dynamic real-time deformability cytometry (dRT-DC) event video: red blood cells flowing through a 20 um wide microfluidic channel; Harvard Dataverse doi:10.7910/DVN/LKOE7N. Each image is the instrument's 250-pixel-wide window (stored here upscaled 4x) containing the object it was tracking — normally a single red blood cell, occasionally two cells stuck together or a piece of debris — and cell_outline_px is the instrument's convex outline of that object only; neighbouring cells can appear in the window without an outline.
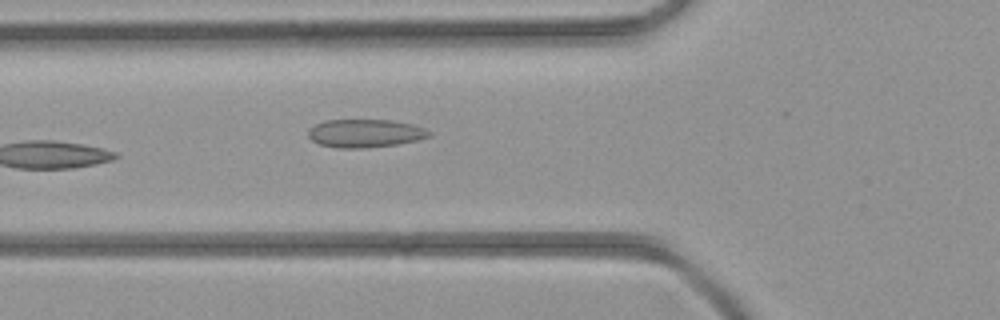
{"species": "common noctule bat (a hibernating species)", "species_latin": "Nyctalus noctula", "temperature_condition": "room temperature", "stored_images_in_passage": 5, "camera_frame_rate_fps": 3000, "um_per_image_px": 0.085, "animal": {"sex": "female", "body_mass_g": 21.9}, "frame": {"image": 1, "passage_image": 5, "time_ms": 4.667, "image_size_px": [1000, 320], "cell_outline_px": [[432, 132], [428, 136], [416, 140], [396, 144], [368, 148], [336, 148], [320, 144], [312, 140], [308, 136], [308, 128], [324, 120], [392, 120], [412, 124], [424, 128]], "centroid_in_image_um": [31.0, 11.33], "position_along_channel_um": 94.8, "area_um2": 19.83}}